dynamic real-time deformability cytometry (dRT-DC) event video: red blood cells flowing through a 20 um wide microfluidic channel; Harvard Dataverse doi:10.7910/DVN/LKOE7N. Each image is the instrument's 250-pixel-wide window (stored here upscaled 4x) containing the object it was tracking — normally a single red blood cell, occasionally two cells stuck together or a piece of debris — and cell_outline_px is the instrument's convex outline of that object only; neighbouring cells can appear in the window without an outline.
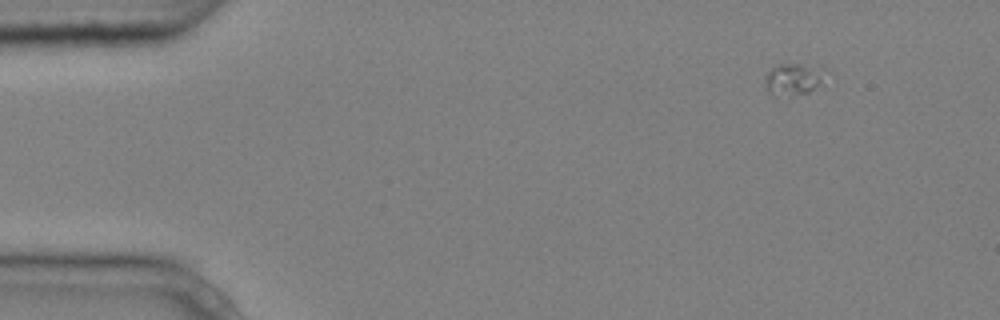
{"species": "common noctule bat (a hibernating species)", "species_latin": "Nyctalus noctula", "temperature_condition": "cold", "stored_images_in_passage": 8, "camera_frame_rate_fps": 3000, "um_per_image_px": 0.085, "animal": {"sex": "male", "body_mass_g": 20.4}, "frame": {"image": 1, "passage_image": 1, "time_ms": 0.0, "image_size_px": [1000, 320], "cell_outline_px": [[820, 84], [808, 92], [768, 92], [764, 84], [764, 80], [768, 72], [776, 64], [800, 64], [820, 68]], "centroid_in_image_um": [67.34, 6.66], "position_along_channel_um": 17.7, "area_um2": 10.0}}
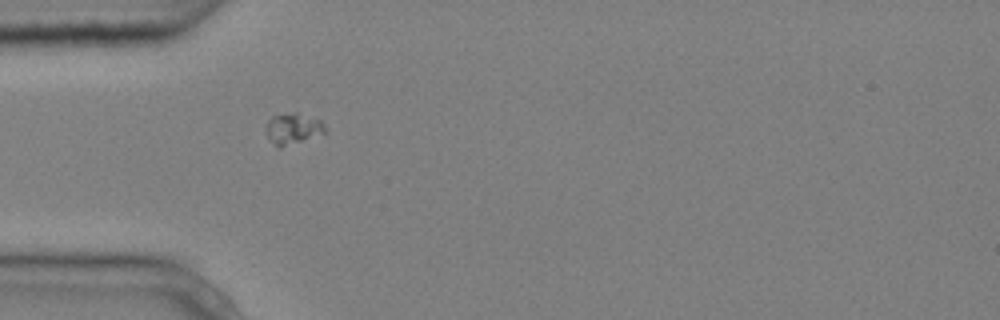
{"frame": {"image": 2, "passage_image": 4, "time_ms": 1.0, "image_size_px": [1000, 320], "cell_outline_px": [[328, 132], [280, 148], [276, 148], [268, 136], [268, 120], [272, 116], [296, 112], [320, 120], [328, 128]], "centroid_in_image_um": [24.96, 10.95], "position_along_channel_um": 60.0, "area_um2": 10.58}}
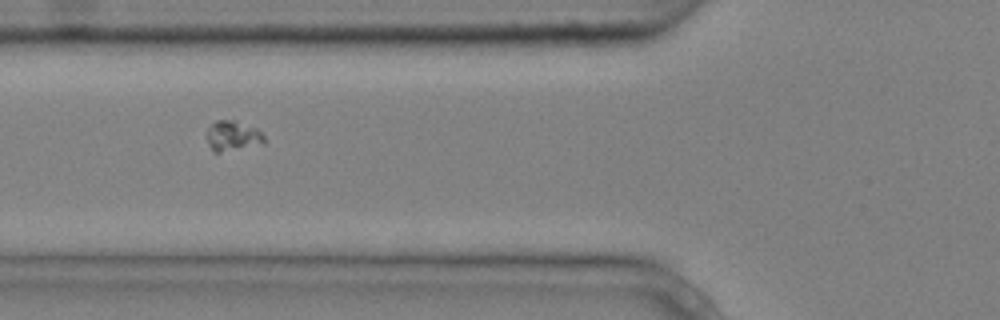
{"frame": {"image": 3, "passage_image": 5, "time_ms": 1.333, "image_size_px": [1000, 320], "cell_outline_px": [[264, 144], [220, 152], [212, 152], [208, 144], [208, 128], [216, 120], [236, 120], [256, 128], [264, 136]], "centroid_in_image_um": [19.78, 11.55], "position_along_channel_um": 106.0, "area_um2": 10.06}}